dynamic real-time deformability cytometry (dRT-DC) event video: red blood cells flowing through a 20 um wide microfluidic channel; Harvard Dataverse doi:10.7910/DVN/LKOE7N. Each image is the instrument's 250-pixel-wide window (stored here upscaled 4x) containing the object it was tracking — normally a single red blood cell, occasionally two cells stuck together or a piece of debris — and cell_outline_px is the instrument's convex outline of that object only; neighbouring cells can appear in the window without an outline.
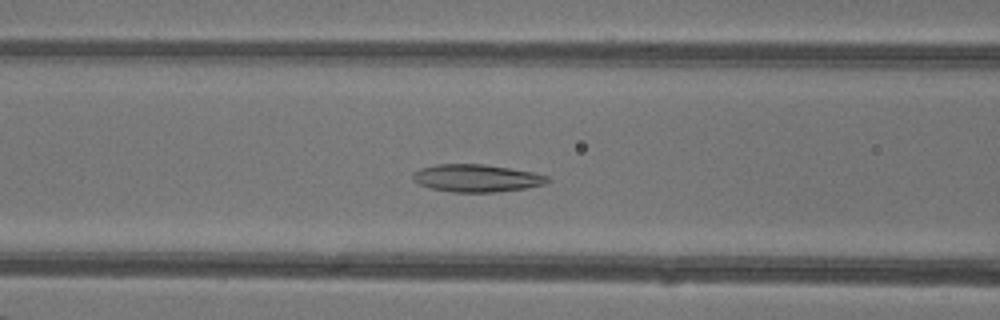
{"species": "common noctule bat (a hibernating species)", "species_latin": "Nyctalus noctula", "temperature_condition": "warm", "stored_images_in_passage": 35, "camera_frame_rate_fps": 3000, "um_per_image_px": 0.085, "animal": {"sex": "female"}, "frame": {"image": 1, "passage_image": 7, "time_ms": 2.0, "image_size_px": [1000, 320], "cell_outline_px": [[552, 180], [544, 184], [528, 188], [496, 192], [452, 192], [432, 188], [420, 184], [412, 180], [412, 176], [420, 168], [436, 164], [484, 164], [532, 172], [548, 176]], "centroid_in_image_um": [40.53, 15.14], "position_along_channel_um": 126.1, "area_um2": 21.56}}
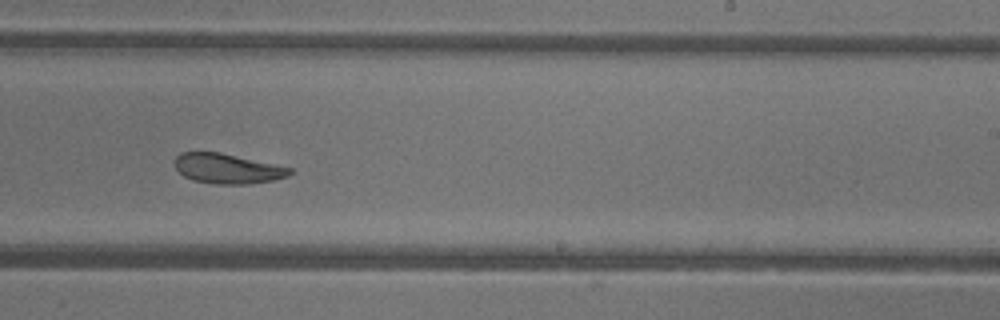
{"frame": {"image": 2, "passage_image": 17, "time_ms": 5.333, "image_size_px": [1000, 320], "cell_outline_px": [[292, 172], [288, 176], [272, 180], [248, 184], [216, 184], [192, 180], [184, 176], [176, 168], [176, 156], [180, 152], [220, 152], [292, 168]], "centroid_in_image_um": [19.33, 14.33], "position_along_channel_um": 269.7, "area_um2": 19.88}}
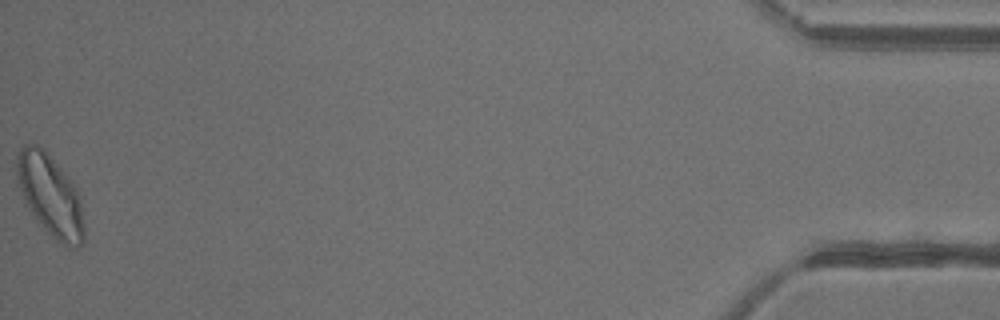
{"frame": {"image": 3, "passage_image": 35, "time_ms": 11.333, "image_size_px": [1000, 320], "cell_outline_px": [[84, 244], [76, 248], [68, 248], [60, 244], [36, 220], [24, 204], [16, 176], [16, 156], [20, 148], [24, 144], [36, 144], [44, 148], [48, 152], [72, 180], [76, 188], [80, 204], [84, 228]], "centroid_in_image_um": [4.25, 16.6], "position_along_channel_um": 430.9, "area_um2": 32.48}, "authors_computed_cell_mechanics": {"area_um2": 21.5594, "velocity_mm_per_s": 4.3208, "shape_relaxation_time_tau1_ms": 4.2323, "shape_relaxation_time_tau2_ms": 3.0256, "deformation_change_tau1": 0.1479, "deformation_change_tau2": 0.103}}